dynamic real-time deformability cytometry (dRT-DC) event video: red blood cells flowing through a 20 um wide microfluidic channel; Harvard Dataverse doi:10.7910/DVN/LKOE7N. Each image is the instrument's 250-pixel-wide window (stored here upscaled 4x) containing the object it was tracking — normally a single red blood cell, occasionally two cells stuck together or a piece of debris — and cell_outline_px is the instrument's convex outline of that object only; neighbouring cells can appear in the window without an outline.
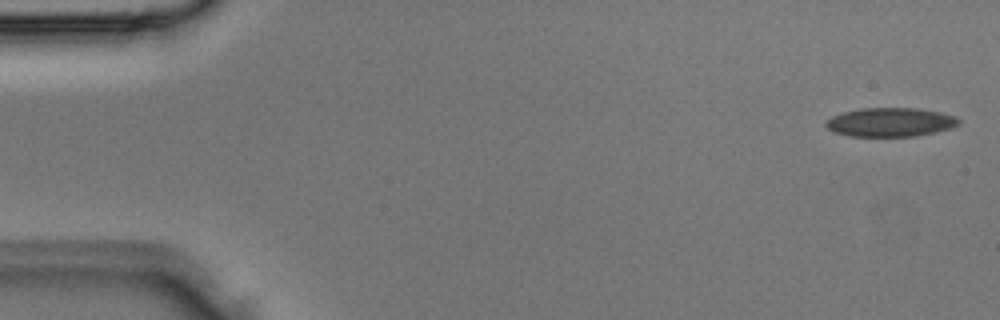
{"species": "Egyptian fruit bat (a non-hibernating species)", "species_latin": "Rousettus aegyptiacus", "temperature_condition": "room temperature", "stored_images_in_passage": 4, "camera_frame_rate_fps": 3000, "um_per_image_px": 0.085, "animal": {"sex": "male"}, "frame": {"image": 1, "passage_image": 1, "time_ms": 0.0, "image_size_px": [1000, 320], "cell_outline_px": [[960, 124], [952, 128], [936, 132], [916, 136], [848, 136], [836, 132], [828, 128], [824, 124], [832, 116], [844, 112], [860, 108], [916, 108], [940, 112], [956, 116], [960, 120]], "centroid_in_image_um": [75.73, 10.38], "position_along_channel_um": 9.3, "area_um2": 22.37}}
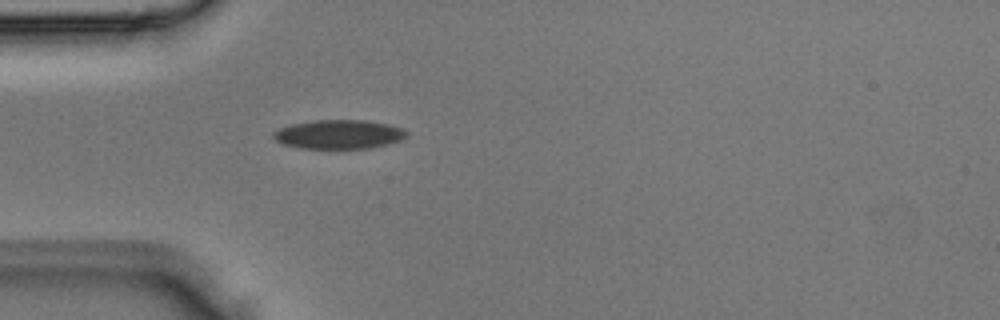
{"frame": {"image": 2, "passage_image": 4, "time_ms": 1.0, "image_size_px": [1000, 320], "cell_outline_px": [[408, 136], [400, 140], [388, 144], [368, 148], [300, 148], [280, 144], [272, 136], [272, 132], [280, 128], [292, 124], [316, 120], [364, 120], [388, 124], [400, 128], [408, 132]], "centroid_in_image_um": [28.78, 11.42], "position_along_channel_um": 56.2, "area_um2": 22.48}}